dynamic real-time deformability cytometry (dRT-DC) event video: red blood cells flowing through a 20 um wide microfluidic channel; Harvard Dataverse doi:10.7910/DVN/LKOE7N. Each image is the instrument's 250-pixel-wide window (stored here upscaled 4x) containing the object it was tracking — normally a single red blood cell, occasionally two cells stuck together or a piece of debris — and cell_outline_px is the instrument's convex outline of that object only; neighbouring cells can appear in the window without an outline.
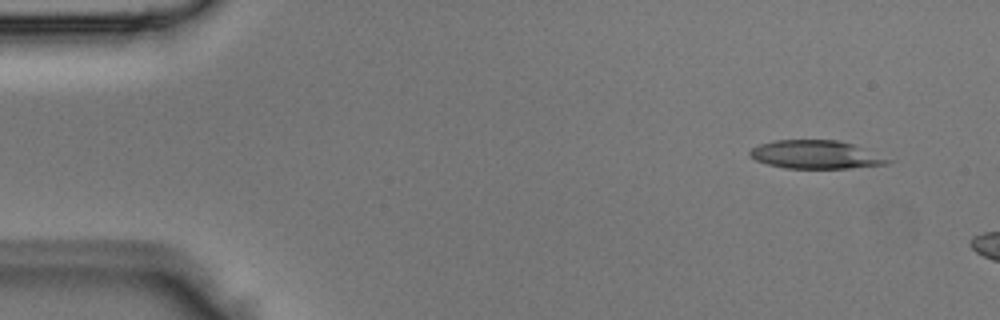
{"species": "Egyptian fruit bat (a non-hibernating species)", "species_latin": "Rousettus aegyptiacus", "temperature_condition": "room temperature", "stored_images_in_passage": 3, "camera_frame_rate_fps": 3000, "um_per_image_px": 0.085, "animal": {"sex": "male"}, "frame": {"image": 1, "passage_image": 1, "time_ms": 0.0, "image_size_px": [1000, 320], "cell_outline_px": [[892, 160], [888, 164], [848, 168], [784, 168], [768, 164], [756, 160], [748, 156], [748, 152], [752, 148], [760, 144], [776, 140], [836, 140], [852, 144]], "centroid_in_image_um": [69.29, 13.14], "position_along_channel_um": 15.7, "area_um2": 22.48}}